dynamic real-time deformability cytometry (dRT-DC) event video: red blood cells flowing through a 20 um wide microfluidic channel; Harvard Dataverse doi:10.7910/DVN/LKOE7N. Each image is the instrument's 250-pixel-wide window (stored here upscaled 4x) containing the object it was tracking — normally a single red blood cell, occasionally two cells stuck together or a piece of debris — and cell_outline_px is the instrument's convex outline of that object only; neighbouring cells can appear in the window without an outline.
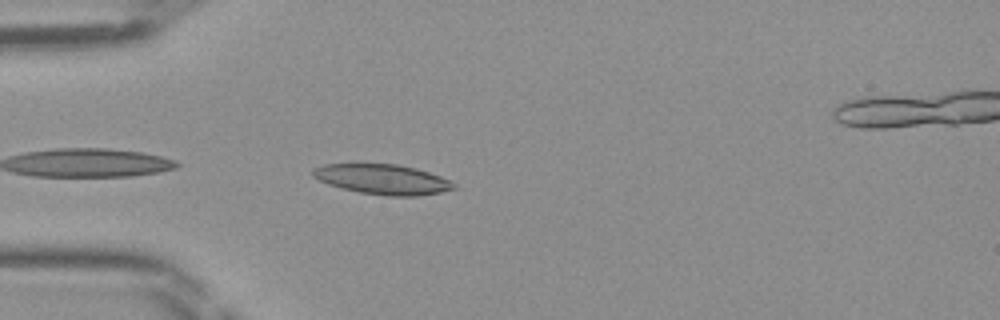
{"species": "Egyptian fruit bat (a non-hibernating species)", "species_latin": "Rousettus aegyptiacus", "temperature_condition": "room temperature", "stored_images_in_passage": 14, "camera_frame_rate_fps": 3000, "um_per_image_px": 0.085, "frame": {"image": 1, "passage_image": 1, "time_ms": 0.0, "image_size_px": [1000, 320], "cell_outline_px": [[456, 188], [440, 192], [416, 196], [388, 196], [360, 192], [328, 184], [312, 176], [312, 168], [324, 164], [356, 160], [396, 164], [416, 168], [452, 180], [456, 184]], "centroid_in_image_um": [32.46, 15.18], "position_along_channel_um": 52.5, "area_um2": 25.61}}
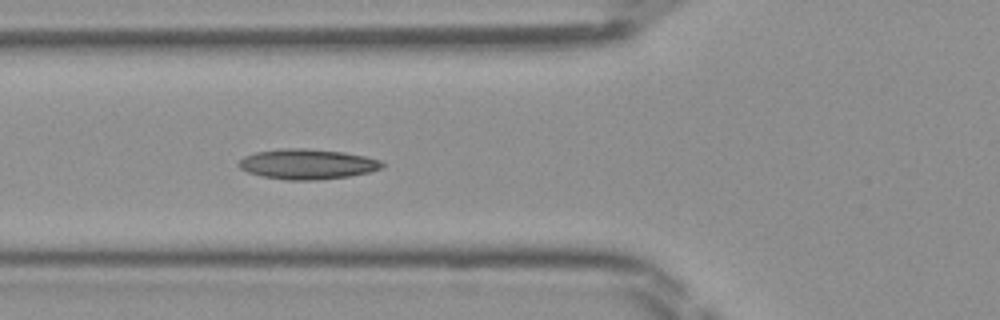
{"frame": {"image": 2, "passage_image": 5, "time_ms": 1.333, "image_size_px": [1000, 320], "cell_outline_px": [[384, 164], [380, 168], [368, 172], [348, 176], [316, 180], [288, 180], [264, 176], [248, 172], [240, 168], [236, 164], [244, 156], [256, 152], [280, 148], [308, 148], [344, 152], [368, 156], [380, 160]], "centroid_in_image_um": [26.11, 13.93], "position_along_channel_um": 99.7, "area_um2": 25.2}}
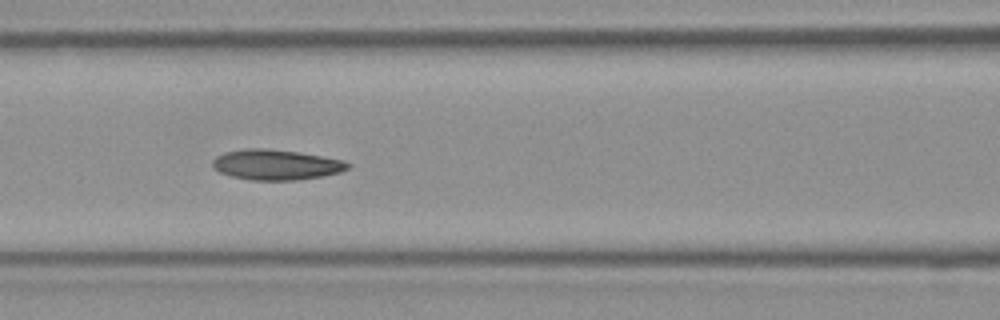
{"frame": {"image": 3, "passage_image": 8, "time_ms": 2.333, "image_size_px": [1000, 320], "cell_outline_px": [[352, 164], [348, 168], [340, 172], [320, 176], [296, 180], [252, 180], [232, 176], [220, 172], [212, 168], [212, 160], [216, 156], [224, 152], [244, 148], [268, 148], [300, 152], [344, 160]], "centroid_in_image_um": [23.45, 13.98], "position_along_channel_um": 143.2, "area_um2": 24.04}}